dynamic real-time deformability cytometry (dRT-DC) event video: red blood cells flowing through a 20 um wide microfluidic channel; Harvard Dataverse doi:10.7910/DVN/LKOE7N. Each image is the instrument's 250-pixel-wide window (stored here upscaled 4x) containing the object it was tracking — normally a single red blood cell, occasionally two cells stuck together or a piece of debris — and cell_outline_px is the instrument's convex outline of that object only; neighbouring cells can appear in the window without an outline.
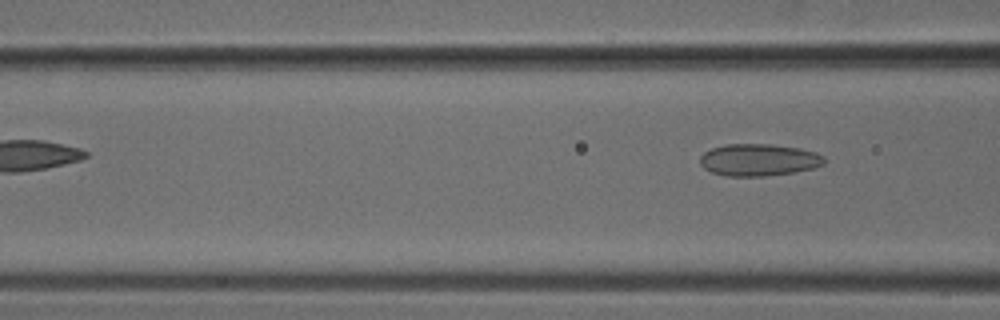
{"species": "common noctule bat (a hibernating species)", "species_latin": "Nyctalus noctula", "temperature_condition": "cold", "stored_images_in_passage": 5, "camera_frame_rate_fps": 3000, "um_per_image_px": 0.085, "animal": {"sex": "male", "body_mass_g": 18.8}, "frame": {"image": 1, "passage_image": 5, "time_ms": 1.333, "image_size_px": [1000, 320], "cell_outline_px": [[824, 164], [812, 168], [792, 172], [764, 176], [724, 176], [712, 172], [704, 168], [700, 164], [700, 156], [704, 152], [712, 148], [728, 144], [768, 144], [800, 148], [816, 152], [824, 156]], "centroid_in_image_um": [64.47, 13.59], "position_along_channel_um": 102.1, "area_um2": 23.12}}